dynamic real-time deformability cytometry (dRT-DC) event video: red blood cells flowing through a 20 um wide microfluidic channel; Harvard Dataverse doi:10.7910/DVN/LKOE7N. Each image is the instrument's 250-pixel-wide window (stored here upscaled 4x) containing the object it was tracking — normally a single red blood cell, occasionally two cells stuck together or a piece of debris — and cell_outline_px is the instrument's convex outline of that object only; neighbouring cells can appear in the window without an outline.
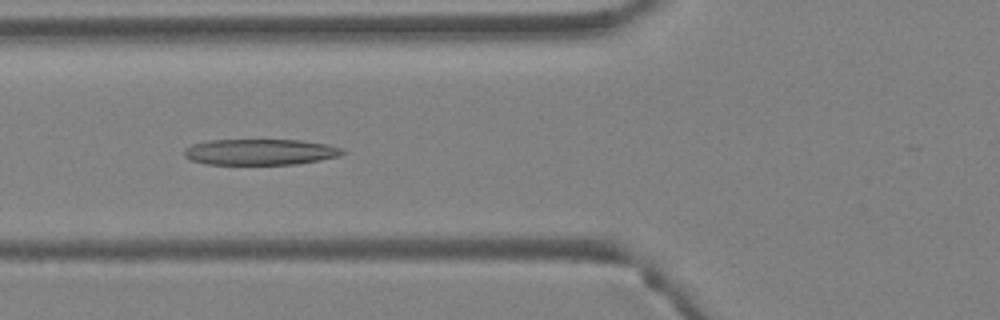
{"species": "Egyptian fruit bat (a non-hibernating species)", "species_latin": "Rousettus aegyptiacus", "temperature_condition": "warm", "stored_images_in_passage": 5, "camera_frame_rate_fps": 3000, "um_per_image_px": 0.085, "animal": {"sex": "female"}, "frame": {"image": 1, "passage_image": 5, "time_ms": 1.333, "image_size_px": [1000, 320], "cell_outline_px": [[344, 152], [340, 156], [320, 160], [296, 164], [204, 164], [192, 160], [184, 156], [184, 148], [192, 144], [208, 140], [300, 140], [328, 144], [344, 148]], "centroid_in_image_um": [22.12, 12.91], "position_along_channel_um": 103.7, "area_um2": 24.04}}